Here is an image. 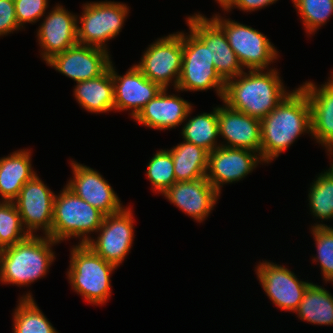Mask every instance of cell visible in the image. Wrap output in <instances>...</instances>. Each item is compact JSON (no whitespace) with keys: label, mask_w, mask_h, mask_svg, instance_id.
<instances>
[{"label":"cell","mask_w":333,"mask_h":333,"mask_svg":"<svg viewBox=\"0 0 333 333\" xmlns=\"http://www.w3.org/2000/svg\"><path fill=\"white\" fill-rule=\"evenodd\" d=\"M302 134L312 136L311 108L305 91L298 86L261 120L262 160L270 164Z\"/></svg>","instance_id":"obj_1"},{"label":"cell","mask_w":333,"mask_h":333,"mask_svg":"<svg viewBox=\"0 0 333 333\" xmlns=\"http://www.w3.org/2000/svg\"><path fill=\"white\" fill-rule=\"evenodd\" d=\"M291 91L283 83L277 68L244 70L225 83L222 102L251 117L262 120Z\"/></svg>","instance_id":"obj_2"},{"label":"cell","mask_w":333,"mask_h":333,"mask_svg":"<svg viewBox=\"0 0 333 333\" xmlns=\"http://www.w3.org/2000/svg\"><path fill=\"white\" fill-rule=\"evenodd\" d=\"M59 244L49 236L29 235L26 239L0 250V282L18 287H29L49 272Z\"/></svg>","instance_id":"obj_3"},{"label":"cell","mask_w":333,"mask_h":333,"mask_svg":"<svg viewBox=\"0 0 333 333\" xmlns=\"http://www.w3.org/2000/svg\"><path fill=\"white\" fill-rule=\"evenodd\" d=\"M68 283L91 305L102 306L112 296L111 276L116 267L105 261L86 244L70 248Z\"/></svg>","instance_id":"obj_4"},{"label":"cell","mask_w":333,"mask_h":333,"mask_svg":"<svg viewBox=\"0 0 333 333\" xmlns=\"http://www.w3.org/2000/svg\"><path fill=\"white\" fill-rule=\"evenodd\" d=\"M105 215L76 196L66 186L54 199L51 238L62 243L71 238L86 244L102 225Z\"/></svg>","instance_id":"obj_5"},{"label":"cell","mask_w":333,"mask_h":333,"mask_svg":"<svg viewBox=\"0 0 333 333\" xmlns=\"http://www.w3.org/2000/svg\"><path fill=\"white\" fill-rule=\"evenodd\" d=\"M130 7L117 1H89L82 4V15L77 14L78 44L109 51V40L115 39L124 27Z\"/></svg>","instance_id":"obj_6"},{"label":"cell","mask_w":333,"mask_h":333,"mask_svg":"<svg viewBox=\"0 0 333 333\" xmlns=\"http://www.w3.org/2000/svg\"><path fill=\"white\" fill-rule=\"evenodd\" d=\"M183 61L175 92H197L214 89L222 101L225 81L217 73L211 60L210 46H206L190 29L182 31Z\"/></svg>","instance_id":"obj_7"},{"label":"cell","mask_w":333,"mask_h":333,"mask_svg":"<svg viewBox=\"0 0 333 333\" xmlns=\"http://www.w3.org/2000/svg\"><path fill=\"white\" fill-rule=\"evenodd\" d=\"M225 17L227 16L222 17L218 12L211 18L225 32L229 45L243 69L247 71L272 69L271 64L273 65L280 55L270 39L251 26Z\"/></svg>","instance_id":"obj_8"},{"label":"cell","mask_w":333,"mask_h":333,"mask_svg":"<svg viewBox=\"0 0 333 333\" xmlns=\"http://www.w3.org/2000/svg\"><path fill=\"white\" fill-rule=\"evenodd\" d=\"M142 53L135 64L142 74L162 89H176L183 61L182 31L155 39Z\"/></svg>","instance_id":"obj_9"},{"label":"cell","mask_w":333,"mask_h":333,"mask_svg":"<svg viewBox=\"0 0 333 333\" xmlns=\"http://www.w3.org/2000/svg\"><path fill=\"white\" fill-rule=\"evenodd\" d=\"M131 208L130 205L125 206L120 212L105 216L96 232L97 236L86 243L96 254L116 267L122 265L134 244L135 220Z\"/></svg>","instance_id":"obj_10"},{"label":"cell","mask_w":333,"mask_h":333,"mask_svg":"<svg viewBox=\"0 0 333 333\" xmlns=\"http://www.w3.org/2000/svg\"><path fill=\"white\" fill-rule=\"evenodd\" d=\"M254 271L267 298L281 311L294 313L312 283L299 279L284 264L269 260L259 261Z\"/></svg>","instance_id":"obj_11"},{"label":"cell","mask_w":333,"mask_h":333,"mask_svg":"<svg viewBox=\"0 0 333 333\" xmlns=\"http://www.w3.org/2000/svg\"><path fill=\"white\" fill-rule=\"evenodd\" d=\"M56 193L36 174L21 188L13 201L21 216L24 229L29 235L39 230L44 236L51 237L54 199Z\"/></svg>","instance_id":"obj_12"},{"label":"cell","mask_w":333,"mask_h":333,"mask_svg":"<svg viewBox=\"0 0 333 333\" xmlns=\"http://www.w3.org/2000/svg\"><path fill=\"white\" fill-rule=\"evenodd\" d=\"M186 24L206 46H210L211 60L220 77L226 82L244 72L223 29L200 12L188 15Z\"/></svg>","instance_id":"obj_13"},{"label":"cell","mask_w":333,"mask_h":333,"mask_svg":"<svg viewBox=\"0 0 333 333\" xmlns=\"http://www.w3.org/2000/svg\"><path fill=\"white\" fill-rule=\"evenodd\" d=\"M259 164L266 165L255 151L219 146L209 153L206 179L221 194L225 184L242 181Z\"/></svg>","instance_id":"obj_14"},{"label":"cell","mask_w":333,"mask_h":333,"mask_svg":"<svg viewBox=\"0 0 333 333\" xmlns=\"http://www.w3.org/2000/svg\"><path fill=\"white\" fill-rule=\"evenodd\" d=\"M72 176L66 187L105 216L120 212L125 205L101 173L71 159Z\"/></svg>","instance_id":"obj_15"},{"label":"cell","mask_w":333,"mask_h":333,"mask_svg":"<svg viewBox=\"0 0 333 333\" xmlns=\"http://www.w3.org/2000/svg\"><path fill=\"white\" fill-rule=\"evenodd\" d=\"M36 30L40 57L45 63L53 56L78 44L77 14L57 3L44 15Z\"/></svg>","instance_id":"obj_16"},{"label":"cell","mask_w":333,"mask_h":333,"mask_svg":"<svg viewBox=\"0 0 333 333\" xmlns=\"http://www.w3.org/2000/svg\"><path fill=\"white\" fill-rule=\"evenodd\" d=\"M110 51L76 44L46 62L55 71L75 82L86 81L103 74L112 62Z\"/></svg>","instance_id":"obj_17"},{"label":"cell","mask_w":333,"mask_h":333,"mask_svg":"<svg viewBox=\"0 0 333 333\" xmlns=\"http://www.w3.org/2000/svg\"><path fill=\"white\" fill-rule=\"evenodd\" d=\"M113 63L109 68L114 85V112L129 111L134 119L162 88L144 76L135 64L125 74L119 75Z\"/></svg>","instance_id":"obj_18"},{"label":"cell","mask_w":333,"mask_h":333,"mask_svg":"<svg viewBox=\"0 0 333 333\" xmlns=\"http://www.w3.org/2000/svg\"><path fill=\"white\" fill-rule=\"evenodd\" d=\"M220 193L206 178L175 182L162 196L198 223H203L216 207Z\"/></svg>","instance_id":"obj_19"},{"label":"cell","mask_w":333,"mask_h":333,"mask_svg":"<svg viewBox=\"0 0 333 333\" xmlns=\"http://www.w3.org/2000/svg\"><path fill=\"white\" fill-rule=\"evenodd\" d=\"M221 146L255 151L261 150V120L251 117L227 104L217 105ZM221 136V137H220Z\"/></svg>","instance_id":"obj_20"},{"label":"cell","mask_w":333,"mask_h":333,"mask_svg":"<svg viewBox=\"0 0 333 333\" xmlns=\"http://www.w3.org/2000/svg\"><path fill=\"white\" fill-rule=\"evenodd\" d=\"M168 90L162 89L133 120L140 125L160 131L183 125L189 109L194 104L183 99L180 94L179 96L170 94Z\"/></svg>","instance_id":"obj_21"},{"label":"cell","mask_w":333,"mask_h":333,"mask_svg":"<svg viewBox=\"0 0 333 333\" xmlns=\"http://www.w3.org/2000/svg\"><path fill=\"white\" fill-rule=\"evenodd\" d=\"M299 86L310 103L311 138L326 151L333 144V72L324 84L305 81Z\"/></svg>","instance_id":"obj_22"},{"label":"cell","mask_w":333,"mask_h":333,"mask_svg":"<svg viewBox=\"0 0 333 333\" xmlns=\"http://www.w3.org/2000/svg\"><path fill=\"white\" fill-rule=\"evenodd\" d=\"M32 155L31 149L23 148L0 157V201L13 202L24 184L37 174Z\"/></svg>","instance_id":"obj_23"},{"label":"cell","mask_w":333,"mask_h":333,"mask_svg":"<svg viewBox=\"0 0 333 333\" xmlns=\"http://www.w3.org/2000/svg\"><path fill=\"white\" fill-rule=\"evenodd\" d=\"M73 88L74 99L83 110L92 114L114 111V85L110 68L96 78L76 82Z\"/></svg>","instance_id":"obj_24"},{"label":"cell","mask_w":333,"mask_h":333,"mask_svg":"<svg viewBox=\"0 0 333 333\" xmlns=\"http://www.w3.org/2000/svg\"><path fill=\"white\" fill-rule=\"evenodd\" d=\"M167 150L174 163L176 182L206 178L209 160L207 150L184 140Z\"/></svg>","instance_id":"obj_25"},{"label":"cell","mask_w":333,"mask_h":333,"mask_svg":"<svg viewBox=\"0 0 333 333\" xmlns=\"http://www.w3.org/2000/svg\"><path fill=\"white\" fill-rule=\"evenodd\" d=\"M303 322L319 325L333 326V294L324 286L311 283L303 299L294 312Z\"/></svg>","instance_id":"obj_26"},{"label":"cell","mask_w":333,"mask_h":333,"mask_svg":"<svg viewBox=\"0 0 333 333\" xmlns=\"http://www.w3.org/2000/svg\"><path fill=\"white\" fill-rule=\"evenodd\" d=\"M193 109V106L189 109L186 120L183 122L184 125H182L180 132L181 136H183L182 139L202 147L210 153L221 146V141L218 140L217 106L210 113L203 112L191 117L190 114L193 113Z\"/></svg>","instance_id":"obj_27"},{"label":"cell","mask_w":333,"mask_h":333,"mask_svg":"<svg viewBox=\"0 0 333 333\" xmlns=\"http://www.w3.org/2000/svg\"><path fill=\"white\" fill-rule=\"evenodd\" d=\"M14 308L12 333H59L44 315L30 291L18 298Z\"/></svg>","instance_id":"obj_28"},{"label":"cell","mask_w":333,"mask_h":333,"mask_svg":"<svg viewBox=\"0 0 333 333\" xmlns=\"http://www.w3.org/2000/svg\"><path fill=\"white\" fill-rule=\"evenodd\" d=\"M317 175L310 184L307 200L310 214L319 221L316 220V223L310 225L311 227H330L323 221L333 220V179L325 170Z\"/></svg>","instance_id":"obj_29"},{"label":"cell","mask_w":333,"mask_h":333,"mask_svg":"<svg viewBox=\"0 0 333 333\" xmlns=\"http://www.w3.org/2000/svg\"><path fill=\"white\" fill-rule=\"evenodd\" d=\"M306 34L314 35L333 15V0H291Z\"/></svg>","instance_id":"obj_30"},{"label":"cell","mask_w":333,"mask_h":333,"mask_svg":"<svg viewBox=\"0 0 333 333\" xmlns=\"http://www.w3.org/2000/svg\"><path fill=\"white\" fill-rule=\"evenodd\" d=\"M146 167V177L154 193L162 195L176 182L172 156L166 148L156 150Z\"/></svg>","instance_id":"obj_31"},{"label":"cell","mask_w":333,"mask_h":333,"mask_svg":"<svg viewBox=\"0 0 333 333\" xmlns=\"http://www.w3.org/2000/svg\"><path fill=\"white\" fill-rule=\"evenodd\" d=\"M29 236L14 202L0 201V250Z\"/></svg>","instance_id":"obj_32"},{"label":"cell","mask_w":333,"mask_h":333,"mask_svg":"<svg viewBox=\"0 0 333 333\" xmlns=\"http://www.w3.org/2000/svg\"><path fill=\"white\" fill-rule=\"evenodd\" d=\"M316 247V255L312 257V263H317L321 269L322 279L330 284L333 281V227L309 228Z\"/></svg>","instance_id":"obj_33"},{"label":"cell","mask_w":333,"mask_h":333,"mask_svg":"<svg viewBox=\"0 0 333 333\" xmlns=\"http://www.w3.org/2000/svg\"><path fill=\"white\" fill-rule=\"evenodd\" d=\"M18 25L25 30V24H35L47 13L49 0H14Z\"/></svg>","instance_id":"obj_34"},{"label":"cell","mask_w":333,"mask_h":333,"mask_svg":"<svg viewBox=\"0 0 333 333\" xmlns=\"http://www.w3.org/2000/svg\"><path fill=\"white\" fill-rule=\"evenodd\" d=\"M19 30L22 28L16 20L14 0H0V37Z\"/></svg>","instance_id":"obj_35"},{"label":"cell","mask_w":333,"mask_h":333,"mask_svg":"<svg viewBox=\"0 0 333 333\" xmlns=\"http://www.w3.org/2000/svg\"><path fill=\"white\" fill-rule=\"evenodd\" d=\"M279 0H237L235 5L226 13H230L233 9H238L243 12H255L266 8L268 5H273Z\"/></svg>","instance_id":"obj_36"},{"label":"cell","mask_w":333,"mask_h":333,"mask_svg":"<svg viewBox=\"0 0 333 333\" xmlns=\"http://www.w3.org/2000/svg\"><path fill=\"white\" fill-rule=\"evenodd\" d=\"M217 1V2H216ZM237 0H215L216 3L222 8V11L227 13L236 3Z\"/></svg>","instance_id":"obj_37"},{"label":"cell","mask_w":333,"mask_h":333,"mask_svg":"<svg viewBox=\"0 0 333 333\" xmlns=\"http://www.w3.org/2000/svg\"><path fill=\"white\" fill-rule=\"evenodd\" d=\"M330 167L328 169H326V173L333 179V159L330 160L329 163Z\"/></svg>","instance_id":"obj_38"},{"label":"cell","mask_w":333,"mask_h":333,"mask_svg":"<svg viewBox=\"0 0 333 333\" xmlns=\"http://www.w3.org/2000/svg\"><path fill=\"white\" fill-rule=\"evenodd\" d=\"M326 153L330 157L329 159L333 158V144L326 150Z\"/></svg>","instance_id":"obj_39"}]
</instances>
